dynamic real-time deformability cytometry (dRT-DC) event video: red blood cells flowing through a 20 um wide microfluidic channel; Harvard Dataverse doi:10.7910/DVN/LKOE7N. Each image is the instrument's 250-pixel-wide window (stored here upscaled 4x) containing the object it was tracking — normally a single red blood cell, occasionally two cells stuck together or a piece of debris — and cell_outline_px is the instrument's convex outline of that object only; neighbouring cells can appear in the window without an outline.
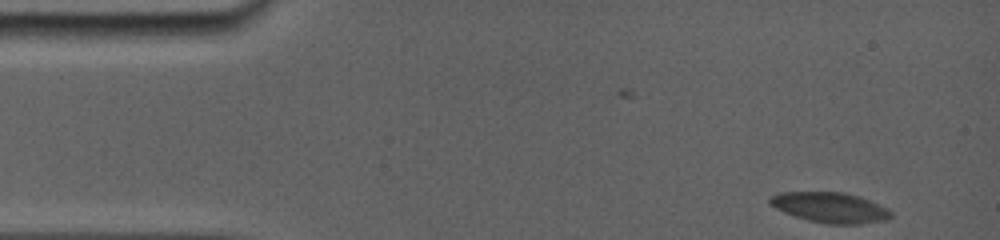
{"species": "common noctule bat (a hibernating species)", "species_latin": "Nyctalus noctula", "temperature_condition": "room temperature", "stored_images_in_passage": 38, "camera_frame_rate_fps": 5000, "um_per_image_px": 0.085, "animal": {"sex": "female", "body_mass_g": 19.0, "forearm_length_mm": 56.7}, "frame": {"image": 1, "passage_image": 1, "time_ms": 0.0, "image_size_px": [1000, 240], "cell_outline_px": [[892, 216], [888, 220], [860, 224], [828, 224], [808, 220], [784, 212], [768, 204], [768, 196], [780, 192], [844, 192], [860, 196], [888, 208], [892, 212]], "centroid_in_image_um": [70.56, 17.63], "position_along_channel_um": 14.4, "area_um2": 21.62}}
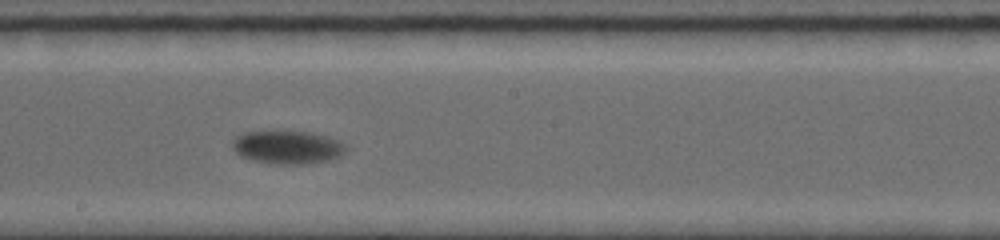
{"frame": {"image": 2, "passage_image": 22, "time_ms": 8.4, "image_size_px": [1000, 240], "cell_outline_px": [[348, 148], [340, 156], [328, 160], [304, 164], [280, 164], [252, 160], [240, 156], [232, 148], [232, 140], [236, 136], [244, 132], [308, 132], [340, 140], [348, 144]], "centroid_in_image_um": [24.45, 12.52], "position_along_channel_um": 223.7, "area_um2": 21.85}}
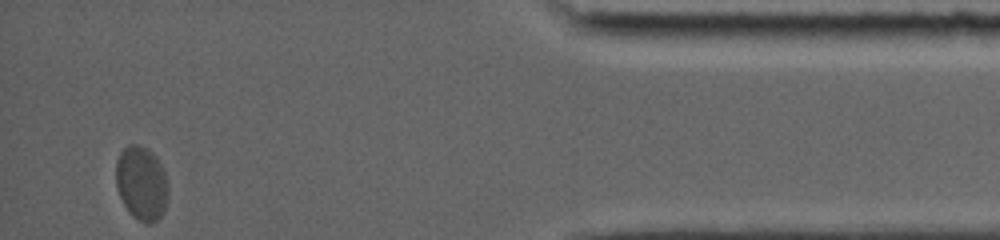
{"frame": {"image": 3, "passage_image": 38, "time_ms": 15.2, "image_size_px": [1000, 240], "cell_outline_px": [[168, 196], [164, 212], [152, 224], [144, 224], [132, 216], [128, 212], [120, 196], [116, 184], [116, 160], [120, 152], [128, 144], [136, 144], [152, 152], [160, 164], [164, 172], [168, 184]], "centroid_in_image_um": [12.03, 15.6], "position_along_channel_um": 423.2, "area_um2": 22.66}, "authors_computed_cell_mechanics": {"area_um2": 21.5594, "velocity_mm_per_s": 3.6162, "shape_relaxation_time_tau1_ms": 2.5487, "shape_relaxation_time_tau2_ms": null, "deformation_change_tau1": 0.0833, "deformation_change_tau2": null}}